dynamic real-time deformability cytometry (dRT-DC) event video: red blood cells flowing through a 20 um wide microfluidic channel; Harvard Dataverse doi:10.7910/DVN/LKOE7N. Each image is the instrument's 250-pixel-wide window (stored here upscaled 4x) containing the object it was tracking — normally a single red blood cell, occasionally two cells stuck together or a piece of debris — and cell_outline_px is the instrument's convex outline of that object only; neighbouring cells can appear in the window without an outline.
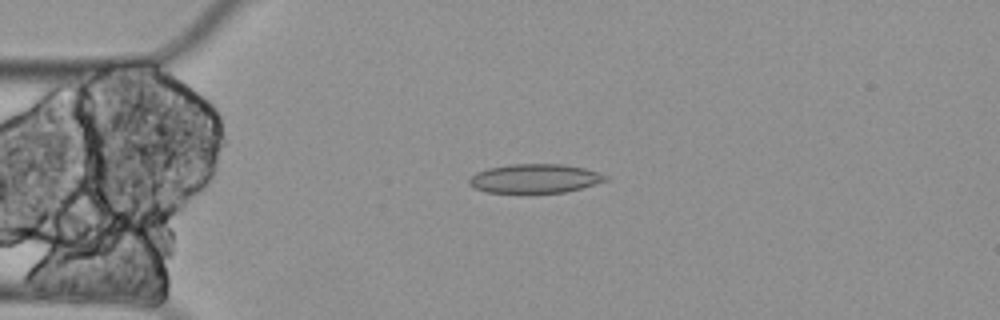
{"species": "Egyptian fruit bat (a non-hibernating species)", "species_latin": "Rousettus aegyptiacus", "temperature_condition": "cold", "stored_images_in_passage": 3, "camera_frame_rate_fps": 3000, "um_per_image_px": 0.085, "animal": {"sex": "female"}, "frame": {"image": 1, "passage_image": 2, "time_ms": 0.333, "image_size_px": [1000, 320], "cell_outline_px": [[608, 180], [580, 188], [564, 192], [528, 196], [520, 196], [488, 192], [476, 188], [468, 184], [468, 180], [476, 172], [488, 168], [512, 164], [560, 164], [584, 168], [608, 176]], "centroid_in_image_um": [45.4, 15.23], "position_along_channel_um": 39.6, "area_um2": 23.87}}